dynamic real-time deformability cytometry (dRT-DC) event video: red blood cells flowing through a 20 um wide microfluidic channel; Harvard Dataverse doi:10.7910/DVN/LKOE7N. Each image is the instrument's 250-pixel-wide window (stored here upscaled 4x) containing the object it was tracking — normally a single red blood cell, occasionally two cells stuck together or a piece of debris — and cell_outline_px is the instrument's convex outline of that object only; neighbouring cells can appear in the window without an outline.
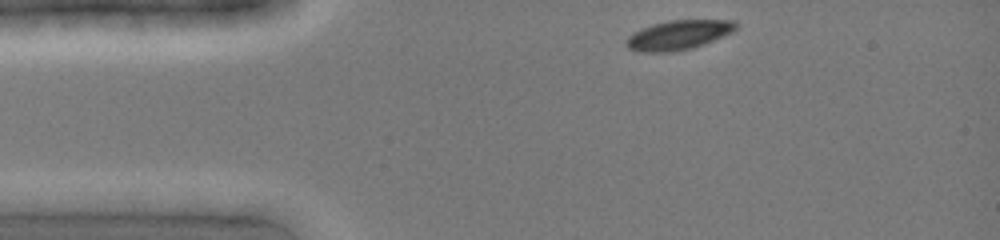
{"species": "common noctule bat (a hibernating species)", "species_latin": "Nyctalus noctula", "temperature_condition": "cold", "stored_images_in_passage": 5, "camera_frame_rate_fps": 3000, "um_per_image_px": 0.085, "animal": {"sex": "female", "body_mass_g": 19.0, "forearm_length_mm": 51.5}, "frame": {"image": 1, "passage_image": 1, "time_ms": 0.0, "image_size_px": [1000, 240], "cell_outline_px": [[736, 28], [732, 32], [704, 44], [672, 52], [636, 52], [628, 48], [624, 44], [624, 40], [628, 36], [640, 28], [652, 24], [668, 20], [732, 20], [736, 24]], "centroid_in_image_um": [57.58, 2.97], "position_along_channel_um": 27.4, "area_um2": 18.84}}